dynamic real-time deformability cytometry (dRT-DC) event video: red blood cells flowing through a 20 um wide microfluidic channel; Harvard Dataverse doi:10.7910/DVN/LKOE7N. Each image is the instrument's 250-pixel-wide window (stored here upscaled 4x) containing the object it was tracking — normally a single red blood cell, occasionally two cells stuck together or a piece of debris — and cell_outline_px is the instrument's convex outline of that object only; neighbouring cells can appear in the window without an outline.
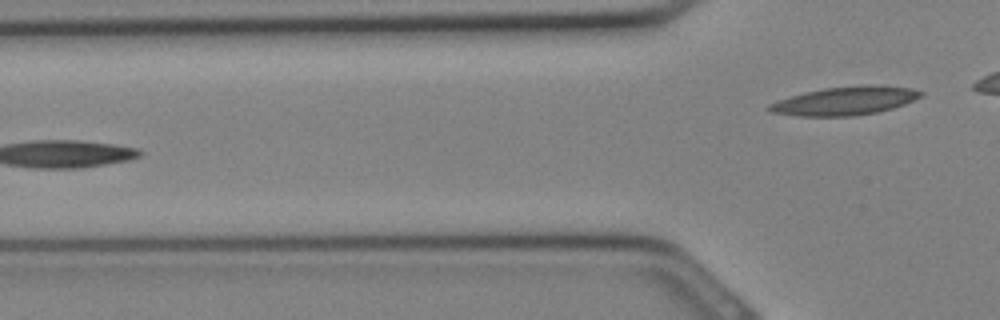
{"species": "Egyptian fruit bat (a non-hibernating species)", "species_latin": "Rousettus aegyptiacus", "temperature_condition": "cold", "stored_images_in_passage": 6, "segment_of_instrument_passage": [2, 2], "camera_frame_rate_fps": 3000, "um_per_image_px": 0.085, "animal": {"sex": "female"}, "frame": {"image": 1, "passage_image": 6, "time_ms": 1.667, "image_size_px": [1000, 320], "cell_outline_px": [[924, 92], [920, 96], [904, 104], [892, 108], [876, 112], [856, 116], [796, 116], [772, 112], [768, 108], [768, 104], [804, 92], [824, 88], [864, 84], [868, 84], [912, 88]], "centroid_in_image_um": [71.83, 8.57], "position_along_channel_um": 54.0, "area_um2": 24.97}}